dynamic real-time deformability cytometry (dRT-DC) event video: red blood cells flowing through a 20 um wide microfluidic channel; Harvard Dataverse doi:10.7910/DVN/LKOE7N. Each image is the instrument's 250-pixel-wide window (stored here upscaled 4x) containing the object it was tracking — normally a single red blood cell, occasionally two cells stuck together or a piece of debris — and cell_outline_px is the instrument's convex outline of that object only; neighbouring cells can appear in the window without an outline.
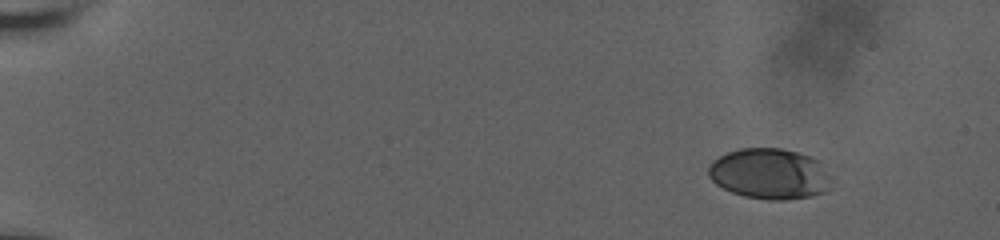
{"species": "human", "species_latin": "Homo sapiens", "temperature_condition": "room temperature", "stored_images_in_passage": 53, "camera_frame_rate_fps": 3000, "um_per_image_px": 0.085, "donor": {"sex": "male"}, "frame": {"image": 1, "passage_image": 1, "time_ms": 0.0, "image_size_px": [1000, 240], "cell_outline_px": [[828, 188], [824, 192], [812, 196], [784, 200], [772, 200], [744, 196], [732, 192], [716, 184], [708, 176], [708, 168], [712, 160], [728, 152], [740, 148], [780, 148], [812, 156], [820, 160], [824, 172]], "centroid_in_image_um": [65.35, 14.76], "position_along_channel_um": 19.6, "area_um2": 35.89}}
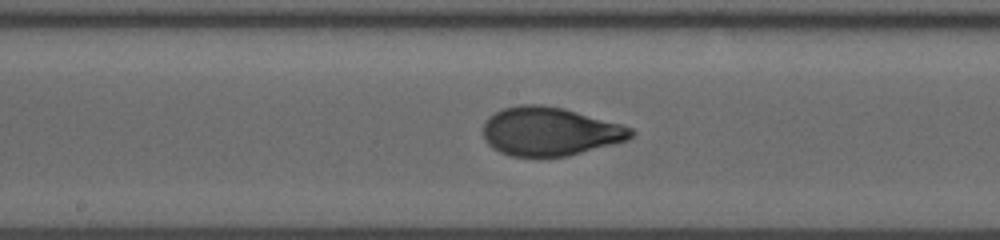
{"frame": {"image": 2, "passage_image": 28, "time_ms": 9.0, "image_size_px": [1000, 240], "cell_outline_px": [[636, 132], [628, 140], [568, 156], [512, 156], [500, 152], [492, 148], [484, 140], [484, 120], [488, 116], [504, 108], [520, 104], [540, 104], [564, 108], [620, 124], [632, 128]], "centroid_in_image_um": [46.72, 11.17], "position_along_channel_um": 201.5, "area_um2": 41.85}}
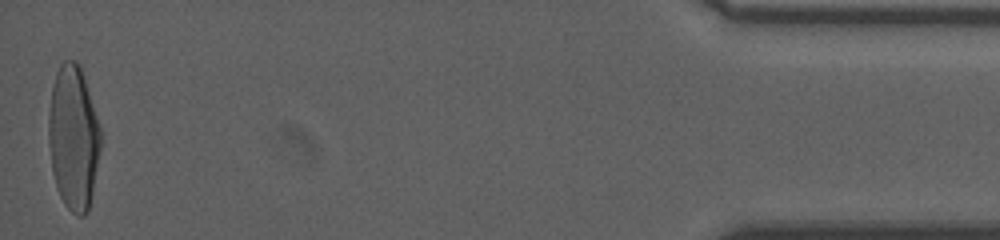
{"frame": {"image": 3, "passage_image": 53, "time_ms": 17.333, "image_size_px": [1000, 240], "cell_outline_px": [[100, 148], [92, 192], [88, 212], [84, 216], [76, 216], [64, 204], [60, 196], [52, 172], [48, 140], [48, 116], [52, 88], [56, 72], [60, 64], [64, 60], [76, 60], [80, 64], [100, 128]], "centroid_in_image_um": [6.22, 11.69], "position_along_channel_um": 429.0, "area_um2": 43.58}, "authors_computed_cell_mechanics": {"area_um2": 40.9802, "velocity_mm_per_s": 3.708, "shape_relaxation_time_tau1_ms": 5.9443, "shape_relaxation_time_tau2_ms": null, "deformation_change_tau1": 0.2306, "deformation_change_tau2": null}}